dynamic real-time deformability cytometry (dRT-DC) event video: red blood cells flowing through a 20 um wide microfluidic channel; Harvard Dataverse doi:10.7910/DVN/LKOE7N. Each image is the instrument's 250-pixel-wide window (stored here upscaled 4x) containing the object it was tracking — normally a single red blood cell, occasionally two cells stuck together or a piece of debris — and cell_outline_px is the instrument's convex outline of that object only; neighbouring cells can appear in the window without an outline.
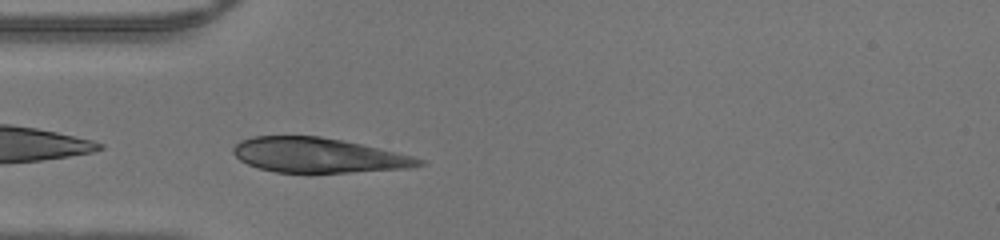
{"species": "human", "species_latin": "Homo sapiens", "temperature_condition": "warm", "stored_images_in_passage": 32, "camera_frame_rate_fps": 3000, "um_per_image_px": 0.085, "donor": {"sex": "male"}, "frame": {"image": 1, "passage_image": 1, "time_ms": 0.0, "image_size_px": [1000, 240], "cell_outline_px": [[424, 164], [408, 168], [348, 172], [276, 172], [260, 168], [248, 164], [240, 160], [232, 152], [232, 148], [240, 140], [252, 136], [320, 136], [344, 140], [396, 152], [412, 156], [424, 160]], "centroid_in_image_um": [27.02, 13.18], "position_along_channel_um": 58.0, "area_um2": 37.4}}
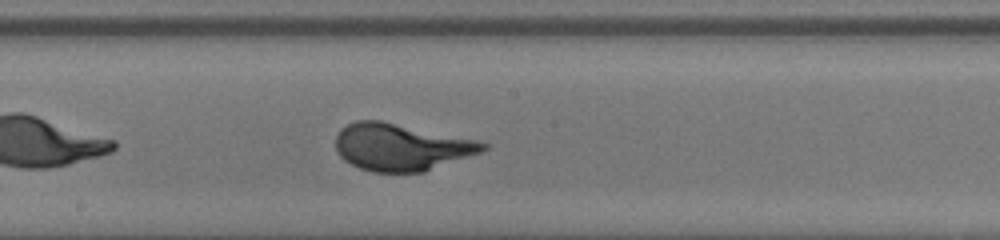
{"frame": {"image": 2, "passage_image": 12, "time_ms": 3.667, "image_size_px": [1000, 240], "cell_outline_px": [[488, 148], [480, 152], [424, 172], [372, 172], [360, 168], [344, 160], [340, 156], [336, 148], [336, 136], [340, 128], [356, 120], [380, 120], [480, 140], [488, 144]], "centroid_in_image_um": [34.09, 12.49], "position_along_channel_um": 214.1, "area_um2": 40.4}}
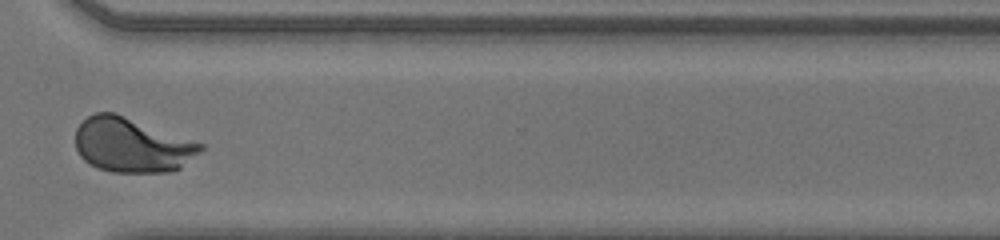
{"frame": {"image": 3, "passage_image": 22, "time_ms": 7.0, "image_size_px": [1000, 240], "cell_outline_px": [[204, 148], [200, 152], [180, 168], [168, 172], [112, 172], [96, 168], [88, 164], [80, 156], [76, 148], [76, 128], [88, 116], [96, 112], [116, 112], [204, 144]], "centroid_in_image_um": [11.2, 12.33], "position_along_channel_um": 359.4, "area_um2": 39.94}}